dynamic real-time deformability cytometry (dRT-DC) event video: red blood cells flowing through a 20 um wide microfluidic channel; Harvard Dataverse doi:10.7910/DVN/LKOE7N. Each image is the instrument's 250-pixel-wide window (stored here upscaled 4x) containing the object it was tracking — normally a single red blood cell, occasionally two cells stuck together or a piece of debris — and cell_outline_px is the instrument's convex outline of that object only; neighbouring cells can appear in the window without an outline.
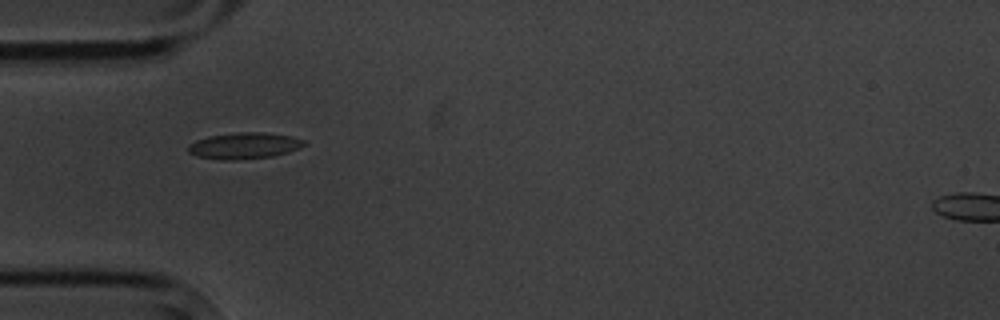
{"species": "common noctule bat (a hibernating species)", "species_latin": "Nyctalus noctula", "temperature_condition": "cold", "stored_images_in_passage": 15, "camera_frame_rate_fps": 3000, "um_per_image_px": 0.085, "animal": {"sex": "male", "body_mass_g": 20.1, "forearm_length_mm": 53.5}, "frame": {"image": 1, "passage_image": 5, "time_ms": 5.333, "image_size_px": [1000, 320], "cell_outline_px": [[304, 144], [300, 148], [288, 152], [272, 156], [236, 160], [220, 160], [196, 156], [188, 152], [188, 144], [196, 140], [208, 136], [236, 132], [264, 132], [292, 136], [304, 140]], "centroid_in_image_um": [20.73, 12.38], "position_along_channel_um": 64.3, "area_um2": 17.86}}
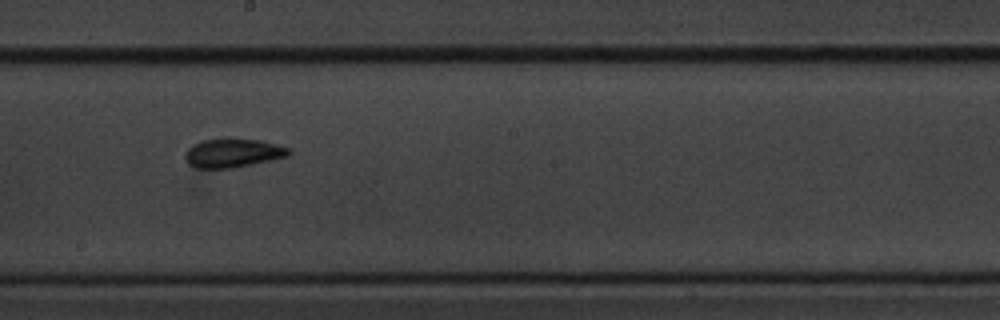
{"frame": {"image": 2, "passage_image": 9, "time_ms": 10.0, "image_size_px": [1000, 320], "cell_outline_px": [[292, 152], [288, 156], [272, 160], [232, 168], [196, 168], [188, 164], [184, 160], [184, 152], [192, 144], [200, 140], [260, 140], [292, 148]], "centroid_in_image_um": [19.78, 13.03], "position_along_channel_um": 228.4, "area_um2": 17.34}}
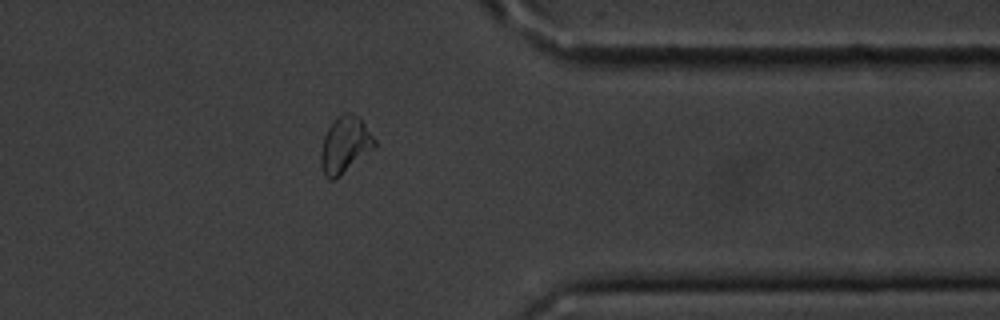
{"frame": {"image": 3, "passage_image": 13, "time_ms": 14.667, "image_size_px": [1000, 320], "cell_outline_px": [[376, 148], [336, 180], [328, 180], [324, 176], [320, 164], [320, 156], [324, 136], [328, 128], [344, 112], [352, 112], [360, 116], [376, 140]], "centroid_in_image_um": [29.35, 12.35], "position_along_channel_um": 382.0, "area_um2": 18.09}, "authors_computed_cell_mechanics": {"area_um2": 17.2822, "velocity_mm_per_s": 3.5262, "shape_relaxation_time_tau1_ms": 1.813, "shape_relaxation_time_tau2_ms": null, "deformation_change_tau1": 0.0449, "deformation_change_tau2": null}}